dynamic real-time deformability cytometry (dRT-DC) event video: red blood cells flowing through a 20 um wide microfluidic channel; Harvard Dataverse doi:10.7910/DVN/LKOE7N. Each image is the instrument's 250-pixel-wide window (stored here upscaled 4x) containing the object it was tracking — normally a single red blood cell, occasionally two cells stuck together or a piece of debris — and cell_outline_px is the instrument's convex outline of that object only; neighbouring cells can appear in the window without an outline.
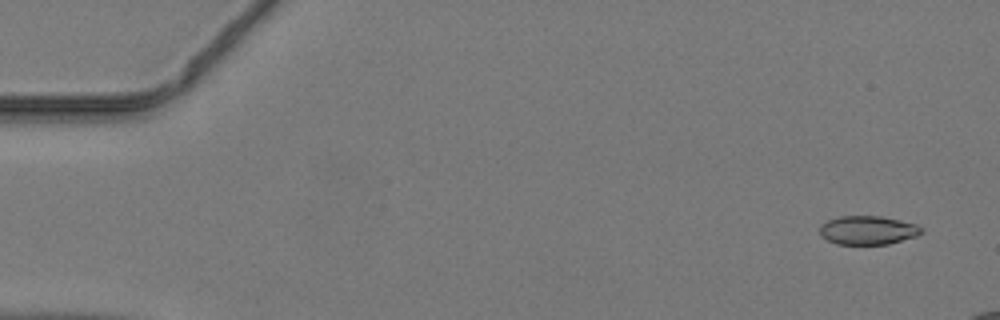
{"species": "common noctule bat (a hibernating species)", "species_latin": "Nyctalus noctula", "temperature_condition": "warm", "stored_images_in_passage": 14, "camera_frame_rate_fps": 3000, "um_per_image_px": 0.085, "animal": {"sex": "male", "body_mass_g": 19.2, "forearm_length_mm": 51.8}, "frame": {"image": 1, "passage_image": 3, "time_ms": 0.667, "image_size_px": [1000, 320], "cell_outline_px": [[924, 232], [916, 236], [888, 244], [836, 244], [820, 236], [820, 224], [828, 220], [840, 216], [880, 216], [900, 220], [916, 224]], "centroid_in_image_um": [73.74, 19.57], "position_along_channel_um": 11.3, "area_um2": 16.99}}